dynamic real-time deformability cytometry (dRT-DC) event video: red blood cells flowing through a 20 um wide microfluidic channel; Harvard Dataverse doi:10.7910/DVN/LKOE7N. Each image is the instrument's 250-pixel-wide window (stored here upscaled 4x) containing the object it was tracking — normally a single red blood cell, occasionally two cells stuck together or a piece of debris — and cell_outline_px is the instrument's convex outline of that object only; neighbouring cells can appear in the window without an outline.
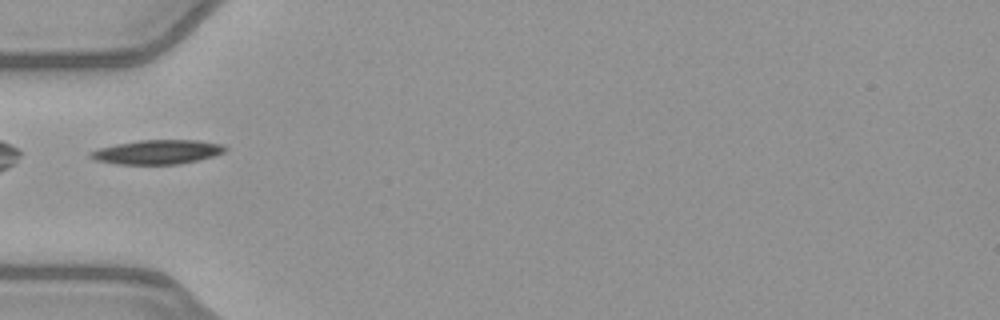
{"species": "common noctule bat (a hibernating species)", "species_latin": "Nyctalus noctula", "temperature_condition": "warm", "stored_images_in_passage": 32, "camera_frame_rate_fps": 3000, "um_per_image_px": 0.085, "animal": {"sex": "female", "body_mass_g": 21.9}, "frame": {"image": 1, "passage_image": 1, "time_ms": 0.0, "image_size_px": [1000, 320], "cell_outline_px": [[228, 148], [224, 152], [212, 156], [180, 164], [116, 164], [96, 160], [88, 156], [88, 152], [100, 148], [116, 144], [140, 140], [196, 140], [224, 144]], "centroid_in_image_um": [13.37, 12.92], "position_along_channel_um": 71.6, "area_um2": 18.96}}
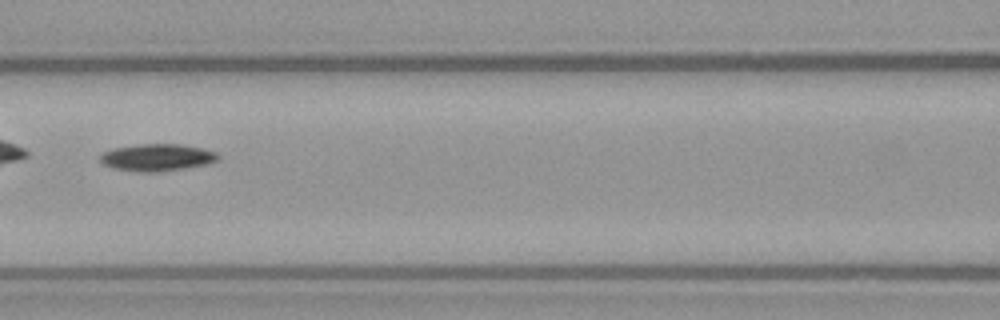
{"frame": {"image": 2, "passage_image": 7, "time_ms": 2.0, "image_size_px": [1000, 320], "cell_outline_px": [[220, 156], [216, 160], [208, 164], [184, 168], [156, 172], [136, 172], [112, 168], [104, 164], [100, 160], [100, 156], [104, 152], [112, 148], [140, 144], [180, 144], [200, 148], [216, 152]], "centroid_in_image_um": [13.33, 13.38], "position_along_channel_um": 153.3, "area_um2": 18.55}}
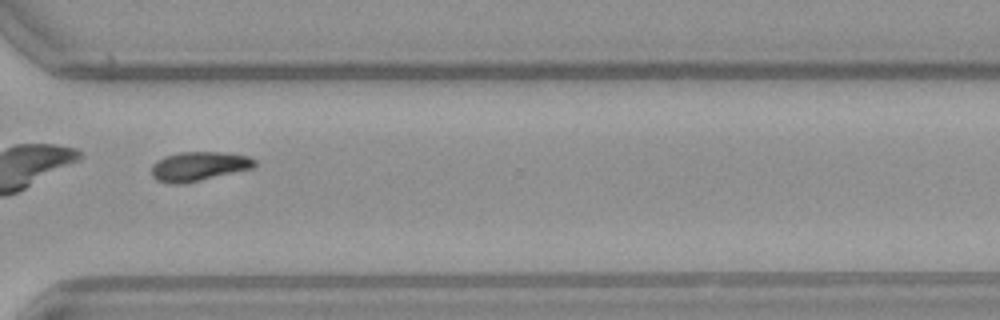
{"frame": {"image": 3, "passage_image": 22, "time_ms": 7.0, "image_size_px": [1000, 320], "cell_outline_px": [[256, 168], [184, 184], [172, 184], [156, 180], [152, 176], [152, 164], [156, 160], [164, 156], [180, 152], [220, 152], [248, 156], [256, 160]], "centroid_in_image_um": [16.91, 14.14], "position_along_channel_um": 353.7, "area_um2": 17.86}, "authors_computed_cell_mechanics": {"area_um2": 17.918, "velocity_mm_per_s": 4.013, "shape_relaxation_time_tau1_ms": 2.9709, "shape_relaxation_time_tau2_ms": null, "deformation_change_tau1": 0.098, "deformation_change_tau2": null}}